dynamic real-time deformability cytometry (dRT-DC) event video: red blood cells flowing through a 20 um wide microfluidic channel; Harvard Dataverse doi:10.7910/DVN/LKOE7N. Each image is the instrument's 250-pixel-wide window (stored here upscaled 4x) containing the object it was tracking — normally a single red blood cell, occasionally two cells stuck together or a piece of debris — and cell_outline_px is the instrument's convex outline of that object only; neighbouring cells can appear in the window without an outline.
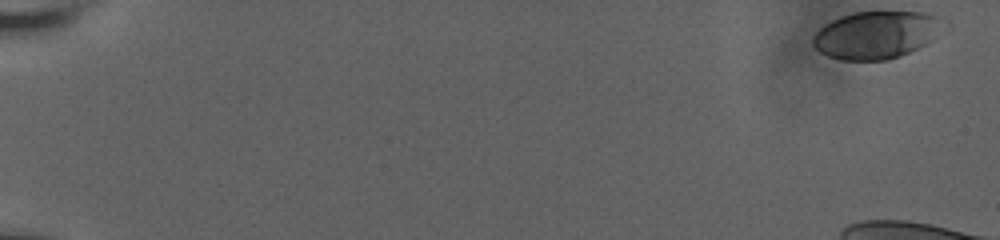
{"species": "human", "species_latin": "Homo sapiens", "temperature_condition": "room temperature", "stored_images_in_passage": 15, "camera_frame_rate_fps": 3000, "um_per_image_px": 0.085, "donor": {"sex": "male"}, "frame": {"image": 1, "passage_image": 1, "time_ms": 0.0, "image_size_px": [1000, 240], "cell_outline_px": [[952, 28], [932, 40], [900, 56], [888, 60], [840, 60], [828, 56], [820, 52], [812, 44], [812, 36], [824, 24], [832, 20], [856, 12], [924, 12], [948, 20], [952, 24]], "centroid_in_image_um": [74.6, 2.95], "position_along_channel_um": 10.4, "area_um2": 36.82}}
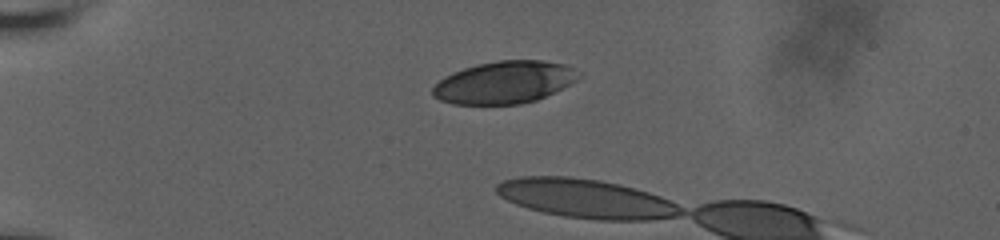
{"frame": {"image": 2, "passage_image": 13, "time_ms": 5.0, "image_size_px": [1000, 240], "cell_outline_px": [[580, 76], [576, 80], [536, 100], [520, 104], [452, 104], [440, 100], [432, 96], [432, 88], [444, 76], [452, 72], [476, 64], [496, 60], [544, 60], [564, 64], [580, 72]], "centroid_in_image_um": [42.83, 6.99], "position_along_channel_um": 42.2, "area_um2": 35.89}}